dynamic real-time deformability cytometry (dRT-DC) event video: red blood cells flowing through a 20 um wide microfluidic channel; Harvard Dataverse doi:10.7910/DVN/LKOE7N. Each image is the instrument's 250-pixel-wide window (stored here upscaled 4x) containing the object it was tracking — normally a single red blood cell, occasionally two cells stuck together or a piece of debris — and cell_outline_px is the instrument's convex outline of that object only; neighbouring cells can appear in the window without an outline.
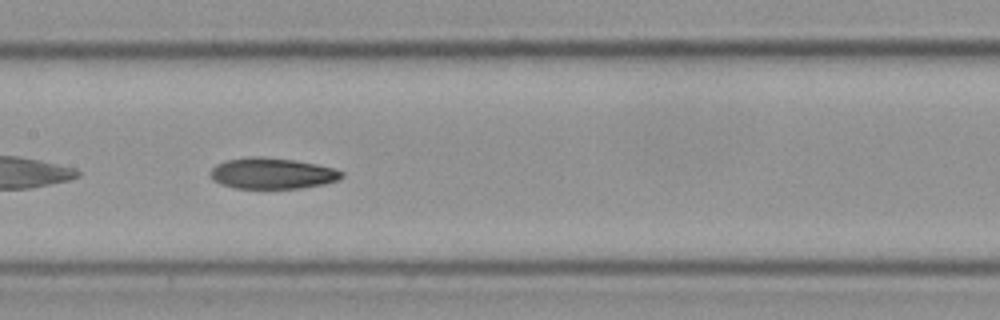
{"species": "Egyptian fruit bat (a non-hibernating species)", "species_latin": "Rousettus aegyptiacus", "temperature_condition": "cold", "stored_images_in_passage": 39, "camera_frame_rate_fps": 3000, "um_per_image_px": 0.085, "frame": {"image": 1, "passage_image": 12, "time_ms": 3.667, "image_size_px": [1000, 320], "cell_outline_px": [[344, 176], [340, 180], [324, 184], [300, 188], [236, 188], [220, 184], [212, 180], [208, 172], [216, 164], [228, 160], [248, 156], [260, 156], [292, 160], [316, 164], [332, 168], [344, 172]], "centroid_in_image_um": [23.12, 14.74], "position_along_channel_um": 184.3, "area_um2": 23.81}}
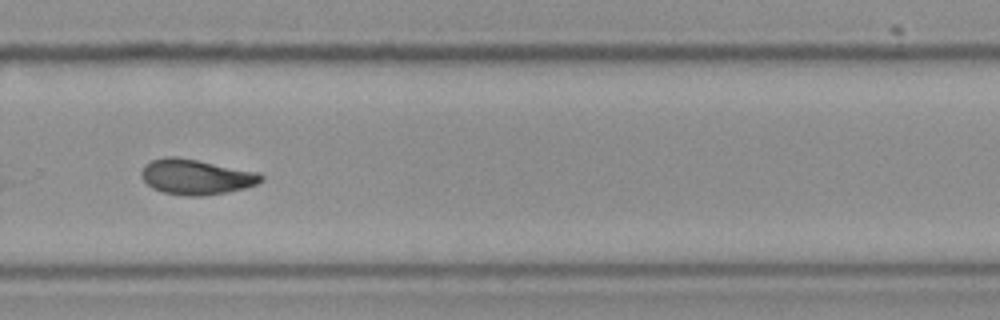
{"frame": {"image": 2, "passage_image": 23, "time_ms": 7.333, "image_size_px": [1000, 320], "cell_outline_px": [[264, 180], [256, 184], [244, 188], [224, 192], [200, 196], [188, 196], [164, 192], [152, 188], [140, 176], [140, 172], [144, 164], [152, 160], [164, 156], [176, 156], [256, 172], [264, 176]], "centroid_in_image_um": [16.61, 15.02], "position_along_channel_um": 313.2, "area_um2": 24.33}, "authors_computed_cell_mechanics": {"area_um2": 24.3338, "velocity_mm_per_s": 3.524, "shape_relaxation_time_tau1_ms": null, "shape_relaxation_time_tau2_ms": 4.5283, "deformation_change_tau1": null, "deformation_change_tau2": 0.0984}}